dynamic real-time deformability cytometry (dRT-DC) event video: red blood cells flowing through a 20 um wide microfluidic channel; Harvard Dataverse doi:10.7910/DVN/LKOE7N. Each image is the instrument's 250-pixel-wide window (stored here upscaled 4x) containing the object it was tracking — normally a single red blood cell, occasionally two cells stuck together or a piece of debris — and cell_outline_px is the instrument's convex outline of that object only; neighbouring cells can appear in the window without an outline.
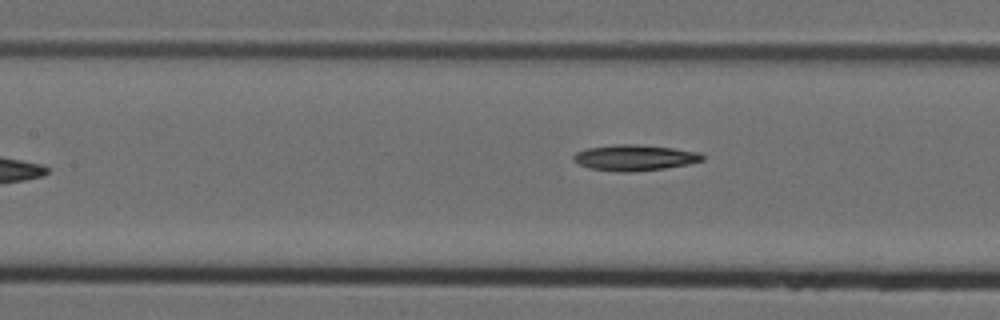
{"species": "Egyptian fruit bat (a non-hibernating species)", "species_latin": "Rousettus aegyptiacus", "temperature_condition": "cold", "stored_images_in_passage": 7, "camera_frame_rate_fps": 3000, "um_per_image_px": 0.085, "animal": {"sex": "female"}, "frame": {"image": 1, "passage_image": 7, "time_ms": 2.0, "image_size_px": [1000, 320], "cell_outline_px": [[704, 160], [688, 164], [664, 168], [632, 172], [616, 172], [588, 168], [572, 160], [572, 156], [576, 152], [588, 148], [616, 144], [636, 144], [672, 148], [700, 152], [704, 156]], "centroid_in_image_um": [53.92, 13.4], "position_along_channel_um": 153.5, "area_um2": 19.48}}